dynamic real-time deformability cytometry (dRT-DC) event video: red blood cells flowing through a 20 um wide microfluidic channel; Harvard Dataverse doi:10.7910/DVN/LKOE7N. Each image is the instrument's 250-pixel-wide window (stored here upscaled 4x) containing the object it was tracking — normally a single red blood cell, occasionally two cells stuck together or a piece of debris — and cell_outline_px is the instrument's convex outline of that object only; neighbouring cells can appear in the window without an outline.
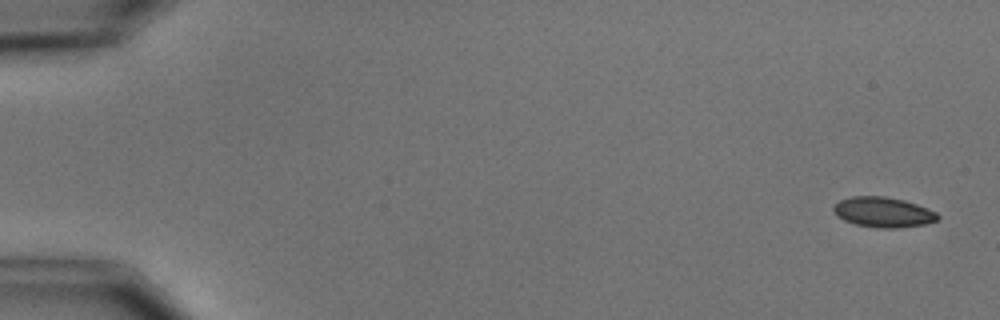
{"species": "common noctule bat (a hibernating species)", "species_latin": "Nyctalus noctula", "temperature_condition": "cold", "stored_images_in_passage": 6, "camera_frame_rate_fps": 3000, "um_per_image_px": 0.085, "animal": {"sex": "male", "body_mass_g": 15.6}, "frame": {"image": 1, "passage_image": 1, "time_ms": 0.0, "image_size_px": [1000, 320], "cell_outline_px": [[940, 216], [936, 220], [924, 224], [896, 228], [876, 228], [856, 224], [844, 220], [836, 216], [832, 208], [840, 200], [852, 196], [884, 196], [904, 200], [916, 204], [936, 212]], "centroid_in_image_um": [75.04, 18.03], "position_along_channel_um": 10.0, "area_um2": 18.21}}
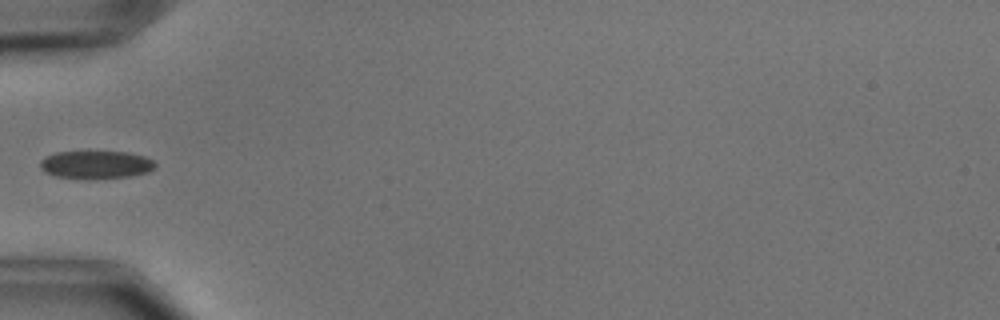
{"frame": {"image": 2, "passage_image": 5, "time_ms": 5.667, "image_size_px": [1000, 320], "cell_outline_px": [[156, 168], [148, 172], [132, 176], [88, 180], [56, 176], [44, 172], [40, 168], [40, 160], [44, 156], [56, 152], [88, 148], [128, 152], [144, 156], [152, 160], [156, 164]], "centroid_in_image_um": [8.12, 13.95], "position_along_channel_um": 76.9, "area_um2": 20.11}}